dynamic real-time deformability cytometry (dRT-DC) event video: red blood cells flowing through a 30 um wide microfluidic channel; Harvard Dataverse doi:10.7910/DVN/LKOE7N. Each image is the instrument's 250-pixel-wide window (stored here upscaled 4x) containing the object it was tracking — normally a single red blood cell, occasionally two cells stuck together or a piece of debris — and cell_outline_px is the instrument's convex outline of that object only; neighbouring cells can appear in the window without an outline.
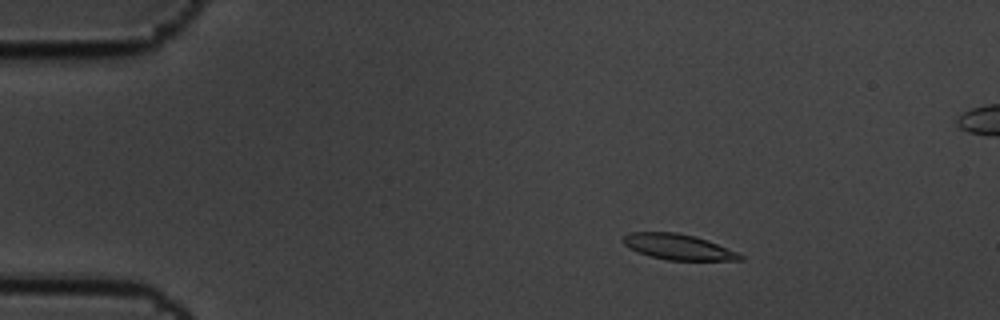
{"species": "common noctule bat (a hibernating species)", "species_latin": "Nyctalus noctula", "temperature_condition": "cold", "stored_images_in_passage": 5, "camera_frame_rate_fps": 3000, "um_per_image_px": 0.085, "animal": {"sex": "male", "body_mass_g": 19.5, "forearm_length_mm": 54.6}, "frame": {"image": 1, "passage_image": 2, "time_ms": 0.333, "image_size_px": [1000, 320], "cell_outline_px": [[744, 260], [668, 260], [652, 256], [628, 248], [620, 240], [628, 232], [676, 232], [696, 236], [708, 240], [736, 252], [744, 256]], "centroid_in_image_um": [57.62, 20.97], "position_along_channel_um": 27.4, "area_um2": 17.4}}